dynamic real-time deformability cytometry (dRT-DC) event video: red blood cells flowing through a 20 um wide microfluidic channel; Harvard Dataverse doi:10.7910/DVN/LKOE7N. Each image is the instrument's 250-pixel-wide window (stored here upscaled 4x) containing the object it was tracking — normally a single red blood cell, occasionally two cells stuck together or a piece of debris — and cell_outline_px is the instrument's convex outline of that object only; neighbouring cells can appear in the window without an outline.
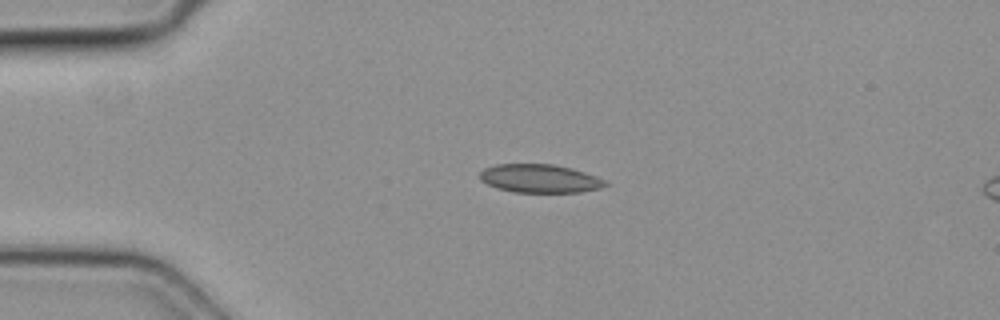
{"species": "common noctule bat (a hibernating species)", "species_latin": "Nyctalus noctula", "temperature_condition": "cold", "stored_images_in_passage": 6, "camera_frame_rate_fps": 3000, "um_per_image_px": 0.085, "animal": {"sex": "female", "body_mass_g": 19.3, "forearm_length_mm": 54.1}, "frame": {"image": 1, "passage_image": 2, "time_ms": 0.333, "image_size_px": [1000, 320], "cell_outline_px": [[608, 184], [600, 188], [580, 192], [512, 192], [496, 188], [480, 180], [480, 172], [484, 168], [496, 164], [552, 164], [572, 168], [596, 176], [604, 180]], "centroid_in_image_um": [45.85, 15.17], "position_along_channel_um": 39.1, "area_um2": 20.75}}
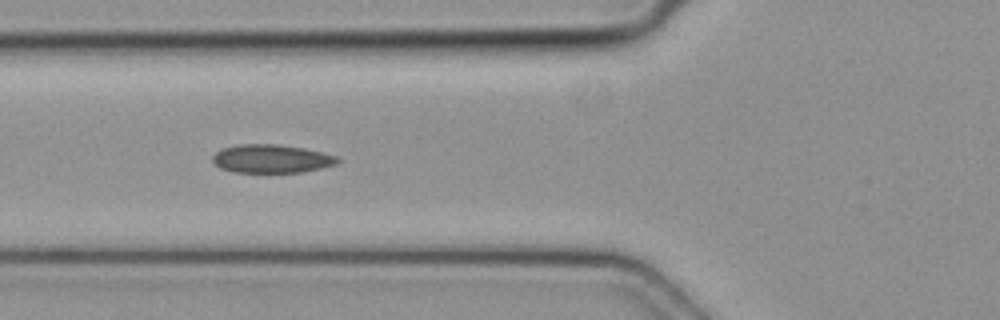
{"frame": {"image": 2, "passage_image": 4, "time_ms": 1.0, "image_size_px": [1000, 320], "cell_outline_px": [[340, 160], [336, 164], [320, 168], [300, 172], [232, 172], [220, 168], [212, 160], [212, 156], [216, 152], [224, 148], [240, 144], [276, 144], [304, 148], [336, 156]], "centroid_in_image_um": [23.05, 13.49], "position_along_channel_um": 102.8, "area_um2": 20.46}}
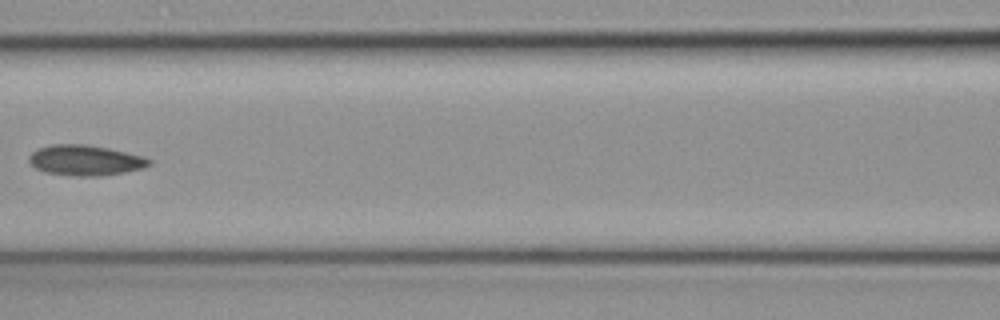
{"frame": {"image": 3, "passage_image": 5, "time_ms": 1.333, "image_size_px": [1000, 320], "cell_outline_px": [[152, 164], [144, 168], [124, 172], [100, 176], [76, 176], [44, 172], [36, 168], [28, 160], [28, 156], [32, 152], [40, 148], [52, 144], [88, 144], [108, 148], [144, 156], [152, 160]], "centroid_in_image_um": [7.27, 13.62], "position_along_channel_um": 159.3, "area_um2": 21.39}}